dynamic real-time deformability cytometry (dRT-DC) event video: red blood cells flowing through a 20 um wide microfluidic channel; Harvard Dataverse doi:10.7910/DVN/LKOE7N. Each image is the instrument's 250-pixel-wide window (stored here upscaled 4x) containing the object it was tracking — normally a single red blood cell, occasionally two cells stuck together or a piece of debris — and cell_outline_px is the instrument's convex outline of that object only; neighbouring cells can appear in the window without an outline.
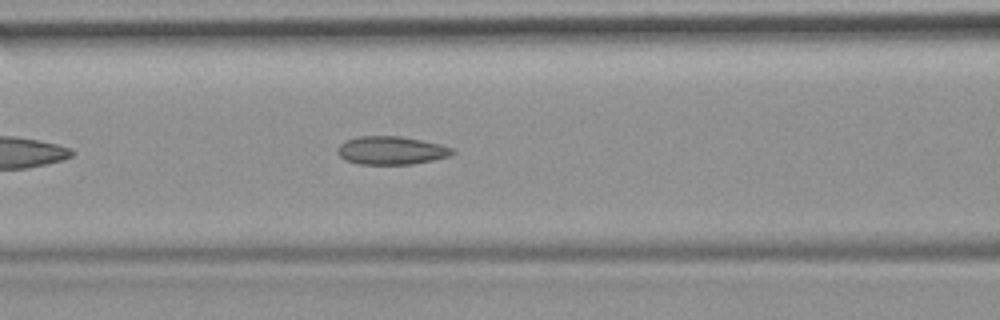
{"species": "common noctule bat (a hibernating species)", "species_latin": "Nyctalus noctula", "temperature_condition": "room temperature", "stored_images_in_passage": 12, "camera_frame_rate_fps": 3000, "um_per_image_px": 0.085, "animal": {"sex": "female", "body_mass_g": 19.9}, "frame": {"image": 1, "passage_image": 9, "time_ms": 2.667, "image_size_px": [1000, 320], "cell_outline_px": [[456, 152], [448, 156], [432, 160], [412, 164], [360, 164], [344, 160], [336, 152], [336, 148], [344, 140], [356, 136], [400, 136], [440, 144], [452, 148]], "centroid_in_image_um": [33.2, 12.78], "position_along_channel_um": 133.4, "area_um2": 18.96}}